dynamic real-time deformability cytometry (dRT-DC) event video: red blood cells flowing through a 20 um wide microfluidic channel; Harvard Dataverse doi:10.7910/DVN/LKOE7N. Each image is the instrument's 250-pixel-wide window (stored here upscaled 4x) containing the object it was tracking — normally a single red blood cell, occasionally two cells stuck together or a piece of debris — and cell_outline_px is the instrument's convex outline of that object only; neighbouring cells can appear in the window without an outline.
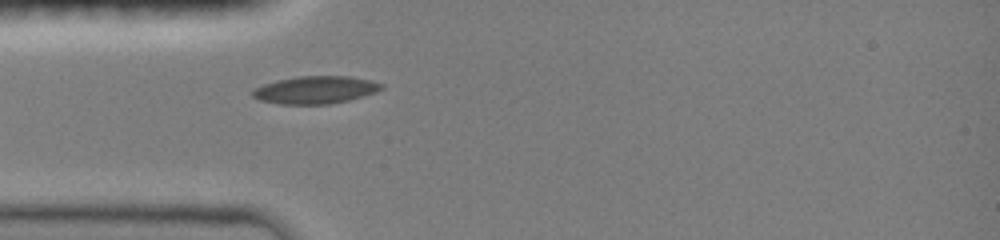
{"species": "common noctule bat (a hibernating species)", "species_latin": "Nyctalus noctula", "temperature_condition": "room temperature", "stored_images_in_passage": 32, "camera_frame_rate_fps": 3000, "um_per_image_px": 0.085, "animal": {"sex": "female", "body_mass_g": 19.0, "forearm_length_mm": 51.5}, "frame": {"image": 1, "passage_image": 1, "time_ms": 0.0, "image_size_px": [1000, 240], "cell_outline_px": [[384, 88], [376, 92], [348, 100], [328, 104], [280, 104], [260, 100], [252, 96], [248, 92], [252, 88], [276, 80], [300, 76], [352, 76], [372, 80], [384, 84]], "centroid_in_image_um": [26.79, 7.63], "position_along_channel_um": 58.2, "area_um2": 20.92}}
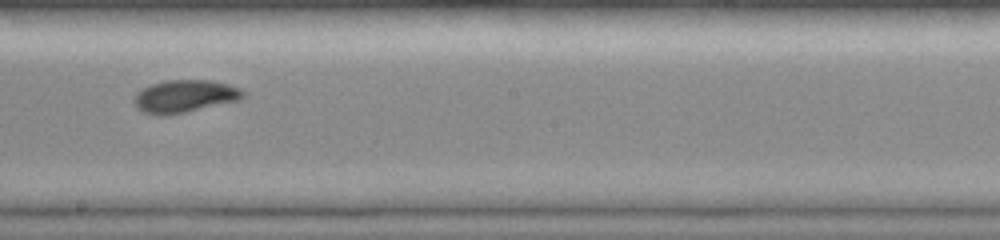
{"frame": {"image": 2, "passage_image": 14, "time_ms": 4.333, "image_size_px": [1000, 240], "cell_outline_px": [[244, 96], [240, 100], [168, 116], [160, 116], [144, 112], [136, 108], [132, 100], [136, 92], [152, 84], [168, 80], [212, 80], [228, 84], [240, 88], [244, 92]], "centroid_in_image_um": [15.68, 8.19], "position_along_channel_um": 232.5, "area_um2": 20.87}}
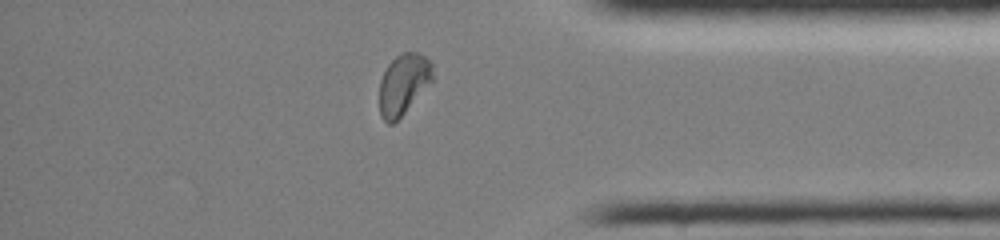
{"frame": {"image": 3, "passage_image": 27, "time_ms": 8.667, "image_size_px": [1000, 240], "cell_outline_px": [[432, 80], [404, 112], [392, 124], [388, 124], [380, 116], [380, 80], [388, 64], [400, 52], [416, 52], [424, 56], [432, 64]], "centroid_in_image_um": [34.26, 7.13], "position_along_channel_um": 400.9, "area_um2": 18.38}, "authors_computed_cell_mechanics": {"area_um2": 19.8832, "velocity_mm_per_s": 4.0619, "shape_relaxation_time_tau1_ms": 6.4411, "shape_relaxation_time_tau2_ms": 2.5089, "deformation_change_tau1": 0.1707, "deformation_change_tau2": 0.0479}}